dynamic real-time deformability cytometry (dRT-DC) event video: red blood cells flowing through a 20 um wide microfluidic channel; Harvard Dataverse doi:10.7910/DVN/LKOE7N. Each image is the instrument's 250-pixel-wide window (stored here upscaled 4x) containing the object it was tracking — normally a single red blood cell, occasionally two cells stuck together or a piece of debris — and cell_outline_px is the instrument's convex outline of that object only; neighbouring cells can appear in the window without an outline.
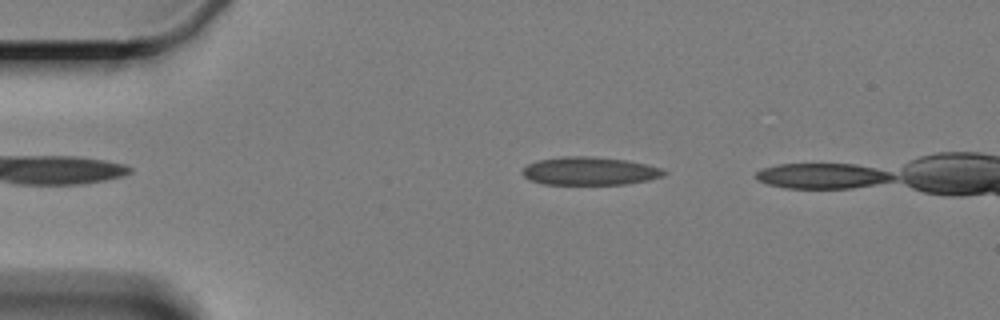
{"species": "Egyptian fruit bat (a non-hibernating species)", "species_latin": "Rousettus aegyptiacus", "temperature_condition": "cold", "stored_images_in_passage": 3, "camera_frame_rate_fps": 3000, "um_per_image_px": 0.085, "animal": {"sex": "female"}, "frame": {"image": 1, "passage_image": 2, "time_ms": 1.667, "image_size_px": [1000, 320], "cell_outline_px": [[668, 172], [664, 176], [648, 180], [624, 184], [544, 184], [532, 180], [524, 176], [524, 168], [528, 164], [536, 160], [560, 156], [592, 156], [624, 160], [648, 164], [660, 168]], "centroid_in_image_um": [50.15, 14.53], "position_along_channel_um": 34.9, "area_um2": 23.12}}